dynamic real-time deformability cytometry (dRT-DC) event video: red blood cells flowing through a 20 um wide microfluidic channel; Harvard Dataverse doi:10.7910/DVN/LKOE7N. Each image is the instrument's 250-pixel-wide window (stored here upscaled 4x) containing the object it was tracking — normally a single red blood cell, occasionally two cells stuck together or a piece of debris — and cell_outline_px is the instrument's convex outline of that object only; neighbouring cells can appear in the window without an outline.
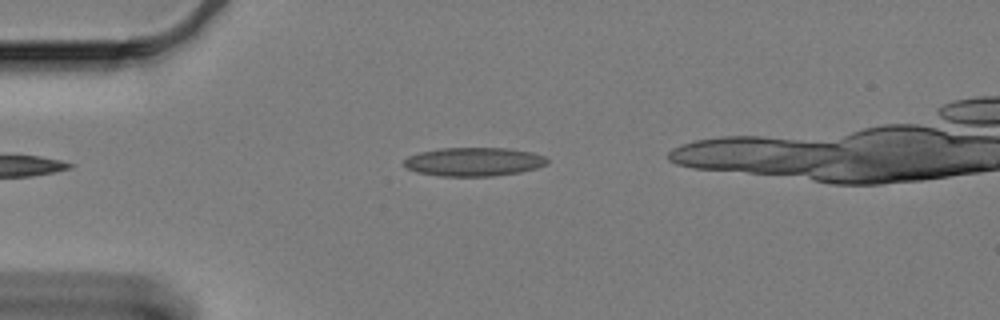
{"species": "Egyptian fruit bat (a non-hibernating species)", "species_latin": "Rousettus aegyptiacus", "temperature_condition": "cold", "stored_images_in_passage": 48, "camera_frame_rate_fps": 3000, "um_per_image_px": 0.085, "animal": {"sex": "female"}, "frame": {"image": 1, "passage_image": 10, "time_ms": 3.0, "image_size_px": [1000, 320], "cell_outline_px": [[548, 164], [536, 168], [520, 172], [492, 176], [440, 176], [416, 172], [408, 168], [404, 164], [404, 160], [408, 156], [416, 152], [440, 148], [508, 148], [532, 152], [544, 156], [548, 160]], "centroid_in_image_um": [40.26, 13.74], "position_along_channel_um": 44.7, "area_um2": 24.04}}
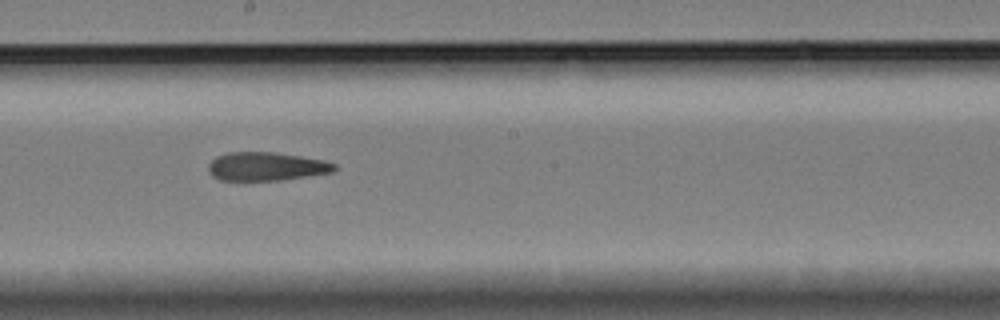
{"frame": {"image": 2, "passage_image": 28, "time_ms": 9.0, "image_size_px": [1000, 320], "cell_outline_px": [[336, 168], [332, 172], [308, 176], [280, 180], [220, 180], [212, 176], [208, 172], [208, 164], [216, 156], [228, 152], [276, 152], [324, 160], [336, 164]], "centroid_in_image_um": [22.61, 14.14], "position_along_channel_um": 225.6, "area_um2": 20.98}}
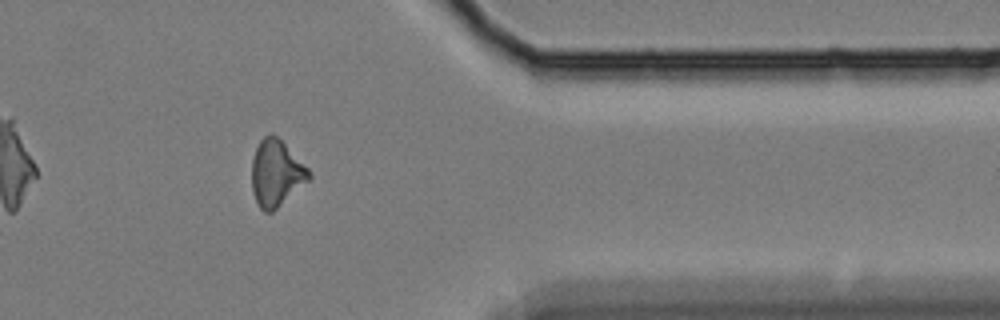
{"frame": {"image": 3, "passage_image": 44, "time_ms": 14.333, "image_size_px": [1000, 320], "cell_outline_px": [[312, 176], [308, 180], [272, 212], [264, 212], [260, 208], [252, 192], [252, 160], [256, 148], [260, 140], [264, 136], [272, 132], [312, 172]], "centroid_in_image_um": [23.46, 14.72], "position_along_channel_um": 387.9, "area_um2": 21.73}}